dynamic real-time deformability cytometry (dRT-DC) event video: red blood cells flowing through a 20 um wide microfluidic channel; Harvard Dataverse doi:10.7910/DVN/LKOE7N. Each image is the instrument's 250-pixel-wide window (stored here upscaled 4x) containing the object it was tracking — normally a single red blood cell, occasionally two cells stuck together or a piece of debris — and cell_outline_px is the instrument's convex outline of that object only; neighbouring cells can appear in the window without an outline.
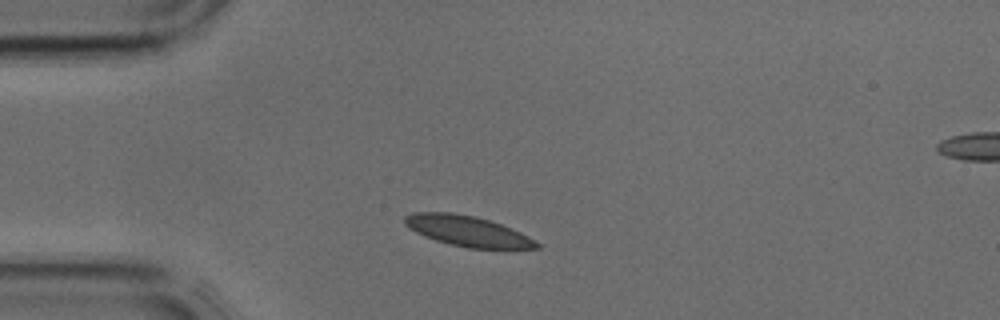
{"species": "common noctule bat (a hibernating species)", "species_latin": "Nyctalus noctula", "temperature_condition": "cold", "stored_images_in_passage": 33, "camera_frame_rate_fps": 3000, "um_per_image_px": 0.085, "animal": {"sex": "male", "body_mass_g": 17.9, "forearm_length_mm": 54.2}, "frame": {"image": 1, "passage_image": 1, "time_ms": 0.0, "image_size_px": [1000, 320], "cell_outline_px": [[540, 248], [468, 248], [448, 244], [424, 236], [408, 228], [404, 224], [404, 216], [412, 212], [452, 212], [476, 216], [500, 224], [520, 232], [528, 236], [540, 244]], "centroid_in_image_um": [39.69, 19.63], "position_along_channel_um": 45.3, "area_um2": 23.35}}
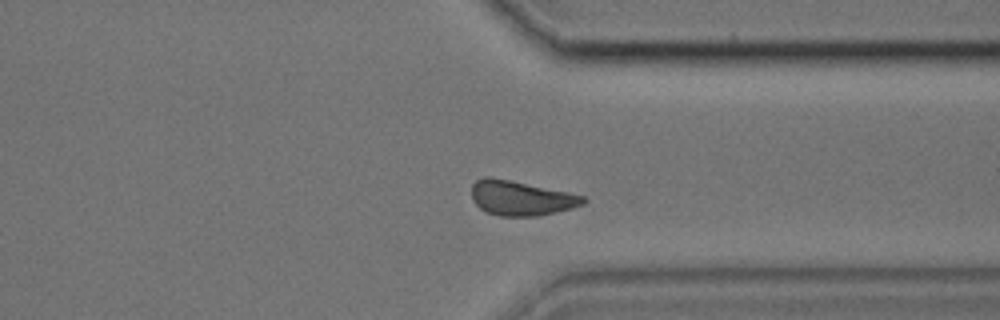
{"frame": {"image": 2, "passage_image": 23, "time_ms": 7.333, "image_size_px": [1000, 320], "cell_outline_px": [[588, 200], [584, 204], [572, 208], [536, 216], [500, 216], [484, 212], [472, 200], [472, 184], [476, 180], [484, 176], [492, 176], [568, 192], [584, 196]], "centroid_in_image_um": [44.26, 16.83], "position_along_channel_um": 367.1, "area_um2": 22.72}}
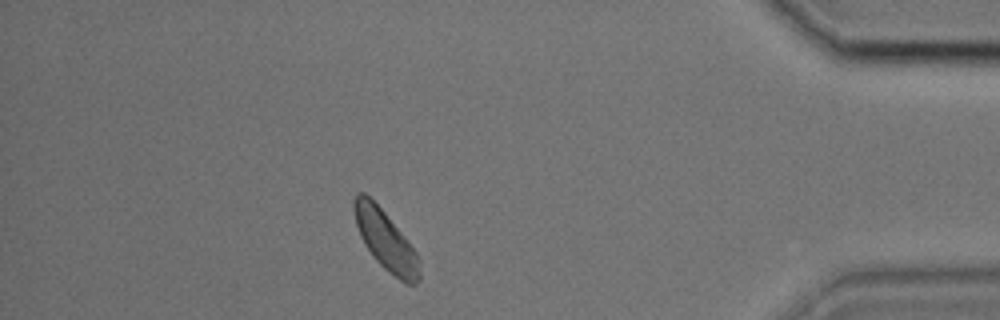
{"frame": {"image": 3, "passage_image": 28, "time_ms": 9.0, "image_size_px": [1000, 320], "cell_outline_px": [[420, 280], [416, 284], [408, 284], [400, 280], [388, 272], [372, 256], [364, 244], [360, 236], [356, 224], [352, 208], [352, 200], [356, 192], [364, 192], [384, 212], [404, 236], [416, 252], [420, 272]], "centroid_in_image_um": [32.73, 20.42], "position_along_channel_um": 402.5, "area_um2": 22.54}}